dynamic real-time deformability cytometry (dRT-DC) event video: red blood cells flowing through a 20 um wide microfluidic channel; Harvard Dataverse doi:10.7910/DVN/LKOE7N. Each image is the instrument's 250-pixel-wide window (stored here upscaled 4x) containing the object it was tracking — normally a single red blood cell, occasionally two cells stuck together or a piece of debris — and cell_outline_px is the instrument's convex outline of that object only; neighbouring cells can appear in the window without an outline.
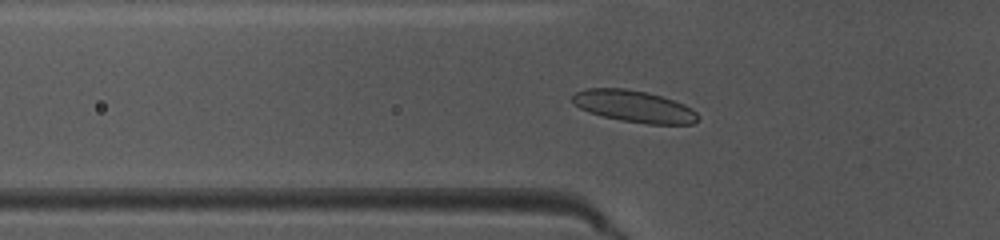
{"species": "common noctule bat (a hibernating species)", "species_latin": "Nyctalus noctula", "temperature_condition": "warm", "stored_images_in_passage": 48, "camera_frame_rate_fps": 3000, "um_per_image_px": 0.085, "animal": {"sex": "female", "body_mass_g": 10.0, "forearm_length_mm": 53.1}, "frame": {"image": 1, "passage_image": 17, "time_ms": 5.333, "image_size_px": [1000, 240], "cell_outline_px": [[700, 116], [692, 124], [648, 124], [620, 120], [588, 112], [572, 104], [572, 96], [576, 92], [588, 88], [624, 88], [648, 92], [684, 104], [692, 108]], "centroid_in_image_um": [53.88, 9.04], "position_along_channel_um": 71.9, "area_um2": 23.24}}
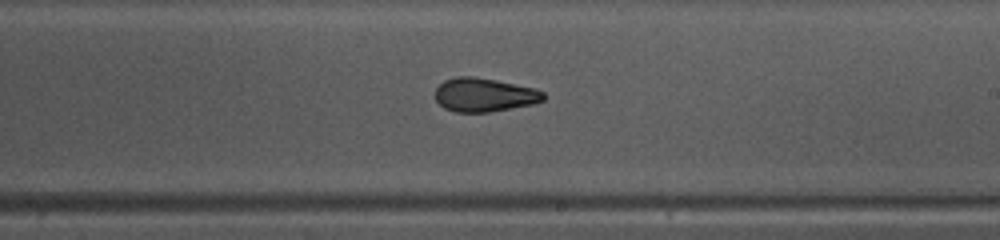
{"frame": {"image": 2, "passage_image": 30, "time_ms": 9.667, "image_size_px": [1000, 240], "cell_outline_px": [[544, 100], [532, 104], [488, 112], [456, 112], [444, 108], [436, 100], [436, 88], [444, 80], [456, 76], [472, 76], [496, 80], [536, 88], [544, 92]], "centroid_in_image_um": [41.16, 8.05], "position_along_channel_um": 247.8, "area_um2": 21.21}}
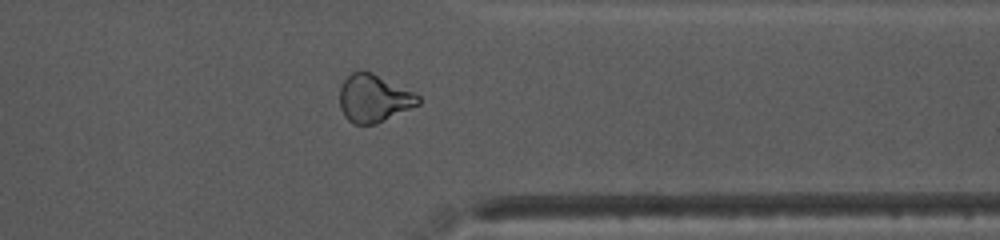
{"frame": {"image": 3, "passage_image": 40, "time_ms": 13.0, "image_size_px": [1000, 240], "cell_outline_px": [[420, 104], [376, 124], [352, 124], [344, 116], [340, 108], [340, 88], [344, 80], [352, 72], [372, 72], [420, 96]], "centroid_in_image_um": [31.75, 8.38], "position_along_channel_um": 379.6, "area_um2": 21.56}}